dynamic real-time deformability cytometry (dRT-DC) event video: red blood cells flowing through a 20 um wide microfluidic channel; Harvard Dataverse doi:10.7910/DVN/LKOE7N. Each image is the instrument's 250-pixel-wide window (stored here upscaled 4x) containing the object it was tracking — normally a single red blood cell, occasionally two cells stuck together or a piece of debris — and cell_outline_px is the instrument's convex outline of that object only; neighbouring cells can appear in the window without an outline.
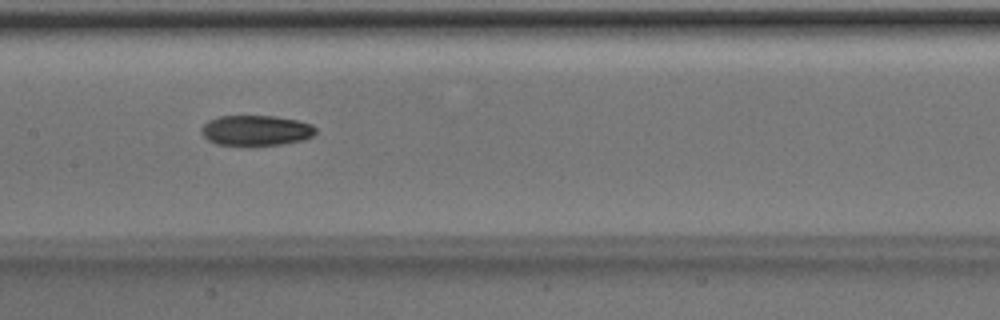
{"species": "Egyptian fruit bat (a non-hibernating species)", "species_latin": "Rousettus aegyptiacus", "temperature_condition": "room temperature", "stored_images_in_passage": 50, "camera_frame_rate_fps": 3000, "um_per_image_px": 0.085, "animal": {"sex": "male"}, "frame": {"image": 1, "passage_image": 25, "time_ms": 8.0, "image_size_px": [1000, 320], "cell_outline_px": [[316, 132], [312, 136], [300, 140], [280, 144], [216, 144], [208, 140], [200, 132], [200, 128], [208, 120], [220, 116], [276, 116], [296, 120], [312, 124], [316, 128]], "centroid_in_image_um": [21.74, 11.06], "position_along_channel_um": 185.7, "area_um2": 19.88}}
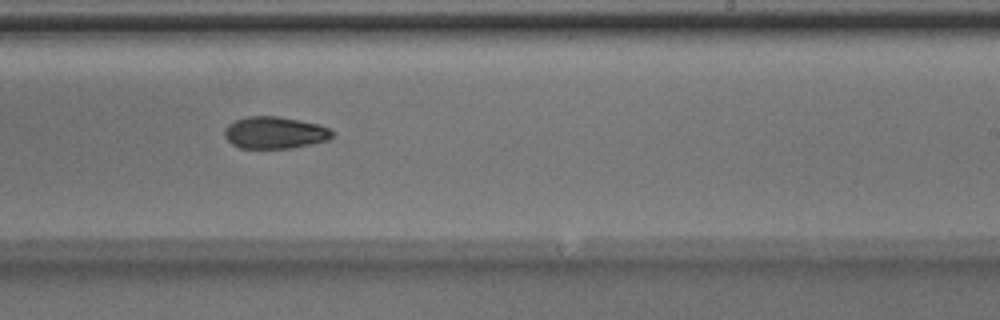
{"frame": {"image": 2, "passage_image": 31, "time_ms": 10.0, "image_size_px": [1000, 320], "cell_outline_px": [[332, 136], [328, 140], [312, 144], [292, 148], [240, 148], [232, 144], [224, 136], [224, 132], [228, 124], [236, 120], [248, 116], [276, 116], [320, 124], [328, 128], [332, 132]], "centroid_in_image_um": [23.35, 11.28], "position_along_channel_um": 265.7, "area_um2": 20.0}}
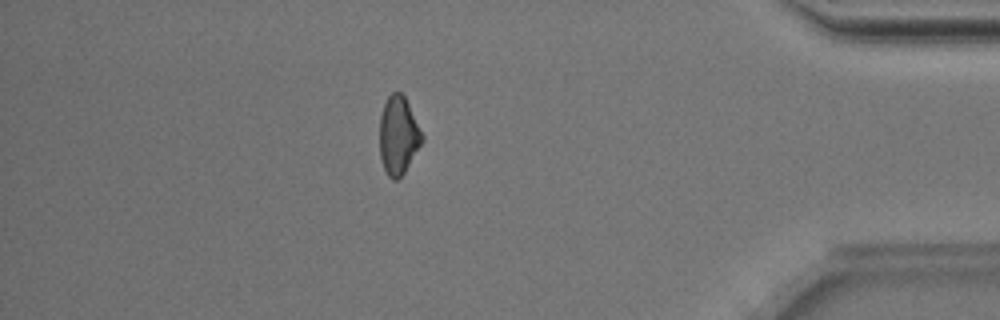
{"frame": {"image": 3, "passage_image": 44, "time_ms": 14.333, "image_size_px": [1000, 320], "cell_outline_px": [[424, 140], [404, 172], [396, 180], [392, 180], [388, 176], [384, 168], [380, 156], [380, 116], [384, 104], [388, 96], [392, 92], [400, 92], [404, 96], [424, 136]], "centroid_in_image_um": [33.86, 11.51], "position_along_channel_um": 401.3, "area_um2": 19.13}, "authors_computed_cell_mechanics": {"area_um2": 20.1144, "velocity_mm_per_s": 4.023, "shape_relaxation_time_tau1_ms": 8.1441, "shape_relaxation_time_tau2_ms": null, "deformation_change_tau1": 0.1863, "deformation_change_tau2": null}}